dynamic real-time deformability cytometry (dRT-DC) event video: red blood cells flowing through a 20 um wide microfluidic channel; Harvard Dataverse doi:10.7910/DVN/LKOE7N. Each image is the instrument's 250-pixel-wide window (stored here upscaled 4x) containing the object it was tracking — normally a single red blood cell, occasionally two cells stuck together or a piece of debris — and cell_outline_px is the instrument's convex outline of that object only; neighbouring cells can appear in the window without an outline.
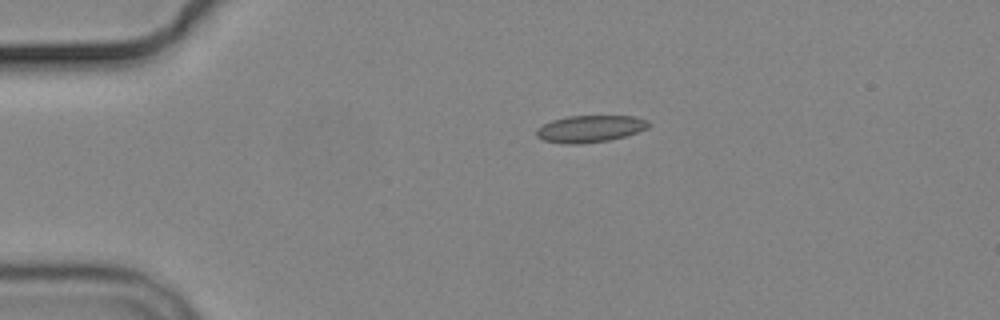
{"species": "common noctule bat (a hibernating species)", "species_latin": "Nyctalus noctula", "temperature_condition": "cold", "stored_images_in_passage": 4, "camera_frame_rate_fps": 3000, "um_per_image_px": 0.085, "animal": {"sex": "male", "body_mass_g": 19.2, "forearm_length_mm": 51.8}, "frame": {"image": 1, "passage_image": 1, "time_ms": 0.0, "image_size_px": [1000, 320], "cell_outline_px": [[652, 124], [648, 128], [628, 136], [608, 140], [580, 144], [568, 144], [544, 140], [536, 136], [536, 128], [552, 120], [568, 116], [636, 116], [648, 120]], "centroid_in_image_um": [50.2, 10.94], "position_along_channel_um": 34.8, "area_um2": 17.74}}
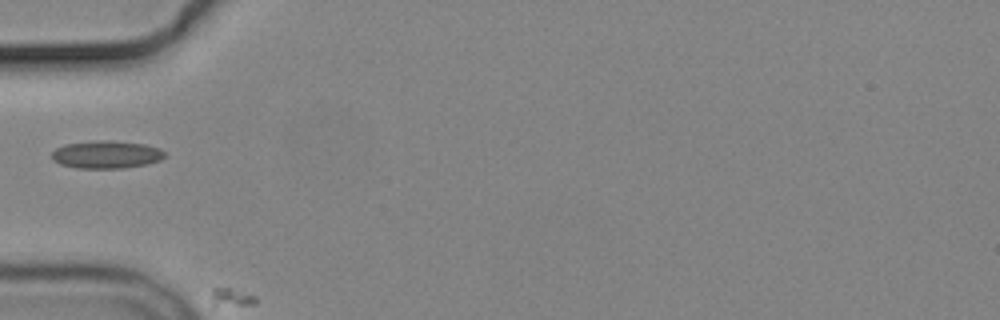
{"frame": {"image": 2, "passage_image": 3, "time_ms": 2.333, "image_size_px": [1000, 320], "cell_outline_px": [[164, 156], [160, 160], [148, 164], [124, 168], [76, 168], [60, 164], [52, 160], [52, 152], [56, 148], [64, 144], [96, 140], [108, 140], [144, 144], [160, 148], [164, 152]], "centroid_in_image_um": [9.02, 13.13], "position_along_channel_um": 76.0, "area_um2": 18.32}}